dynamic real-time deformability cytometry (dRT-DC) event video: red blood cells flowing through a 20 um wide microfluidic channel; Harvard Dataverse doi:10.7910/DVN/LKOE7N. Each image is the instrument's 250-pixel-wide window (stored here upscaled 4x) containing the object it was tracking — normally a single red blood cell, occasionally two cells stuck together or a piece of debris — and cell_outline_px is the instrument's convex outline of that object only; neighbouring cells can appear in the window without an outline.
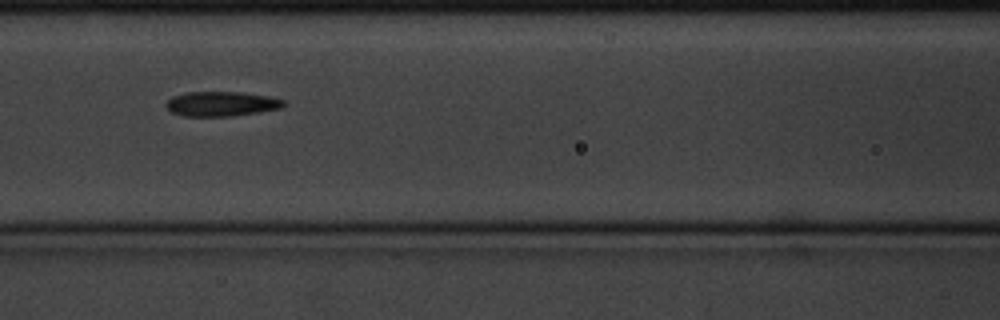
{"species": "common noctule bat (a hibernating species)", "species_latin": "Nyctalus noctula", "temperature_condition": "cold", "stored_images_in_passage": 8, "camera_frame_rate_fps": 3000, "um_per_image_px": 0.085, "animal": {"sex": "male", "body_mass_g": 20.1, "forearm_length_mm": 53.5}, "frame": {"image": 1, "passage_image": 5, "time_ms": 1.333, "image_size_px": [1000, 320], "cell_outline_px": [[284, 104], [280, 108], [232, 116], [184, 116], [172, 112], [164, 104], [172, 96], [188, 92], [240, 92], [268, 96], [284, 100]], "centroid_in_image_um": [18.78, 8.82], "position_along_channel_um": 147.8, "area_um2": 16.7}}
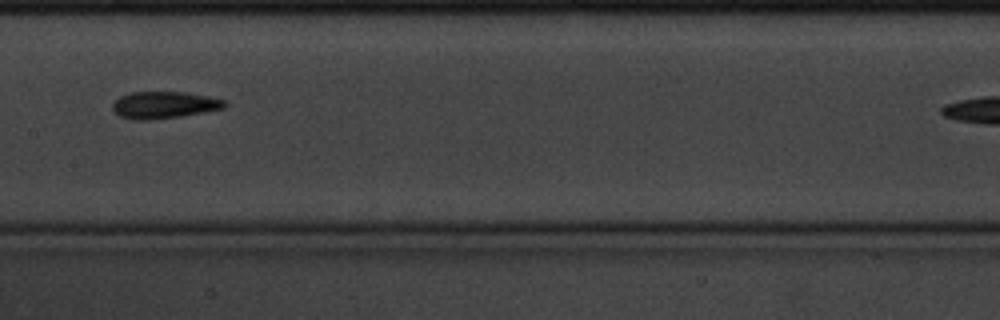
{"frame": {"image": 2, "passage_image": 6, "time_ms": 1.667, "image_size_px": [1000, 320], "cell_outline_px": [[228, 104], [224, 108], [204, 112], [180, 116], [148, 120], [132, 120], [120, 116], [112, 108], [112, 104], [120, 96], [132, 92], [184, 92], [208, 96], [224, 100]], "centroid_in_image_um": [13.95, 8.92], "position_along_channel_um": 193.5, "area_um2": 17.51}}
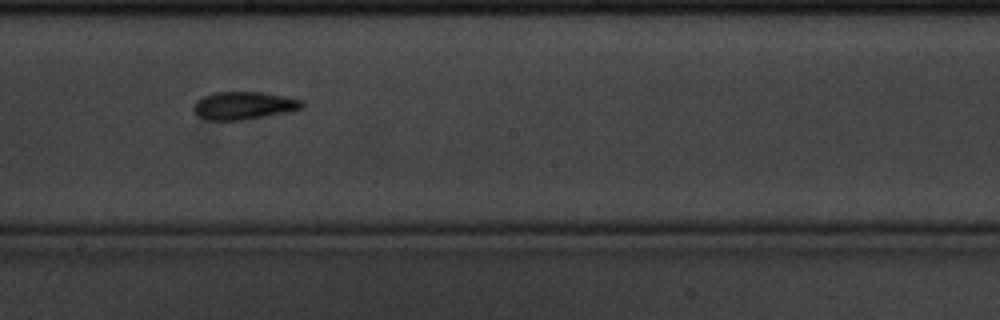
{"frame": {"image": 3, "passage_image": 7, "time_ms": 2.0, "image_size_px": [1000, 320], "cell_outline_px": [[304, 108], [288, 112], [244, 120], [212, 120], [200, 116], [192, 108], [196, 100], [204, 96], [216, 92], [260, 92], [284, 96], [304, 100]], "centroid_in_image_um": [20.77, 8.97], "position_along_channel_um": 227.4, "area_um2": 17.51}}